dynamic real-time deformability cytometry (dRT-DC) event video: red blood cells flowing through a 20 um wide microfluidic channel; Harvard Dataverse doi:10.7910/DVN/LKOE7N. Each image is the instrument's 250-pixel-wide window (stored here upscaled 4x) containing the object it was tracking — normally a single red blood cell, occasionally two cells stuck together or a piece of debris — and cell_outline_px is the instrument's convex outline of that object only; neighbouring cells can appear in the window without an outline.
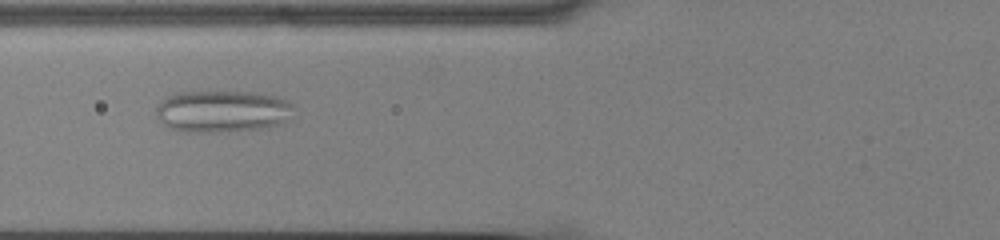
{"species": "common noctule bat (a hibernating species)", "species_latin": "Nyctalus noctula", "temperature_condition": "cold", "stored_images_in_passage": 54, "camera_frame_rate_fps": 3000, "um_per_image_px": 0.085, "animal": {"sex": "male", "body_mass_g": 13.0, "forearm_length_mm": 53.1}, "frame": {"image": 1, "passage_image": 20, "time_ms": 6.333, "image_size_px": [1000, 240], "cell_outline_px": [[296, 108], [280, 124], [260, 128], [220, 132], [184, 132], [172, 128], [164, 124], [156, 116], [156, 108], [160, 100], [176, 92], [208, 88], [256, 92], [276, 96], [288, 100]], "centroid_in_image_um": [18.86, 9.39], "position_along_channel_um": 106.9, "area_um2": 34.8}}
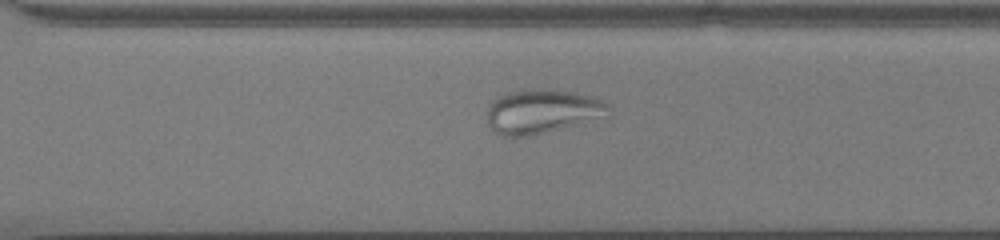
{"frame": {"image": 2, "passage_image": 38, "time_ms": 12.333, "image_size_px": [1000, 240], "cell_outline_px": [[612, 116], [528, 136], [504, 136], [496, 132], [488, 124], [488, 104], [496, 96], [508, 92], [528, 88], [544, 88], [568, 92], [588, 96], [600, 100], [608, 104], [612, 108]], "centroid_in_image_um": [46.1, 9.46], "position_along_channel_um": 324.5, "area_um2": 31.44}}
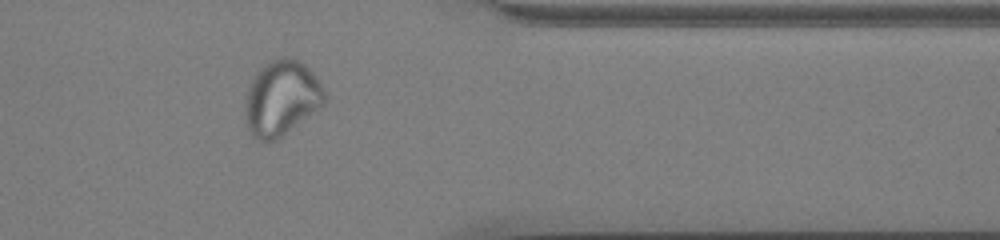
{"frame": {"image": 3, "passage_image": 44, "time_ms": 14.333, "image_size_px": [1000, 240], "cell_outline_px": [[328, 100], [324, 104], [276, 140], [264, 144], [252, 136], [248, 128], [244, 112], [244, 108], [248, 88], [256, 72], [264, 64], [272, 60], [284, 56], [292, 56], [300, 60], [316, 76], [324, 88], [328, 96]], "centroid_in_image_um": [23.93, 8.33], "position_along_channel_um": 387.5, "area_um2": 35.14}}